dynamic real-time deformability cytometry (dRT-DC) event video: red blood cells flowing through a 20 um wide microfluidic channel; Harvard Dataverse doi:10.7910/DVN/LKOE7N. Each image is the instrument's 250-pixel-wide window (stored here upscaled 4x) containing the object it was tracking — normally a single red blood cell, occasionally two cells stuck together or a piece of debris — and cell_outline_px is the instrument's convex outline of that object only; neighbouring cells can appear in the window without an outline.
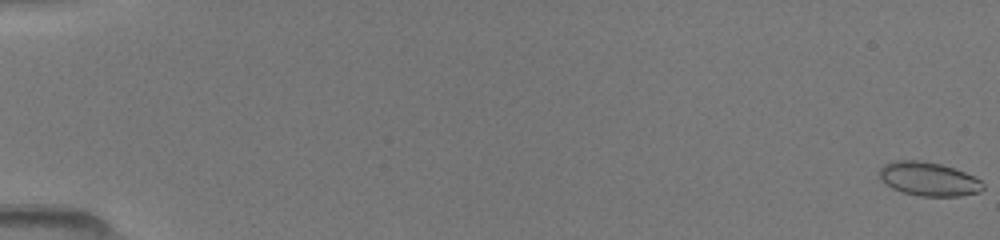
{"species": "common noctule bat (a hibernating species)", "species_latin": "Nyctalus noctula", "temperature_condition": "room temperature", "stored_images_in_passage": 31, "camera_frame_rate_fps": 3000, "um_per_image_px": 0.085, "animal": {"sex": "female", "body_mass_g": 19.5, "forearm_length_mm": 54.1}, "frame": {"image": 1, "passage_image": 1, "time_ms": 0.0, "image_size_px": [1000, 240], "cell_outline_px": [[984, 188], [980, 192], [960, 196], [920, 196], [904, 192], [892, 188], [876, 172], [884, 164], [896, 160], [924, 160], [940, 164], [964, 172], [980, 180], [984, 184]], "centroid_in_image_um": [78.93, 15.21], "position_along_channel_um": 6.1, "area_um2": 20.29}}
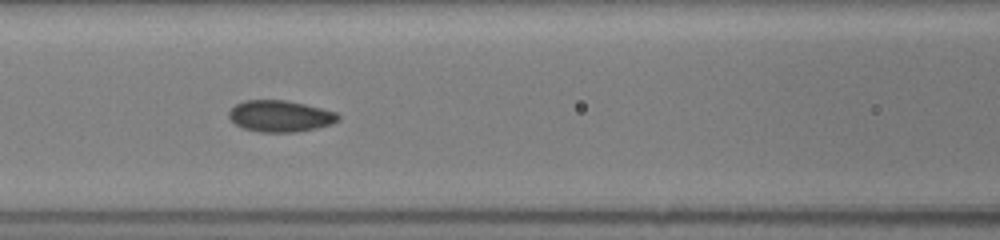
{"frame": {"image": 2, "passage_image": 15, "time_ms": 7.667, "image_size_px": [1000, 240], "cell_outline_px": [[340, 120], [332, 124], [316, 128], [296, 132], [260, 132], [244, 128], [236, 124], [228, 116], [228, 112], [236, 104], [244, 100], [284, 100], [304, 104], [336, 112], [340, 116]], "centroid_in_image_um": [23.83, 9.87], "position_along_channel_um": 142.8, "area_um2": 19.94}}
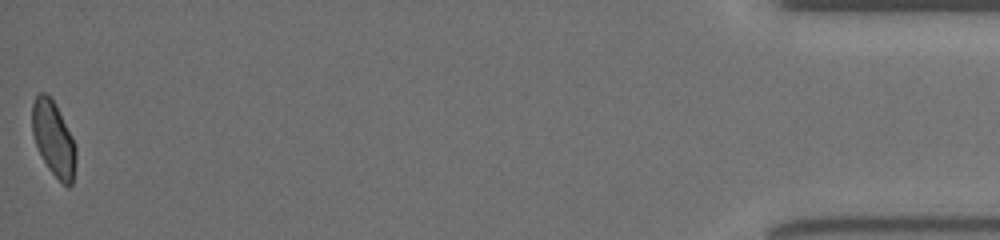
{"frame": {"image": 3, "passage_image": 31, "time_ms": 16.667, "image_size_px": [1000, 240], "cell_outline_px": [[76, 160], [72, 184], [68, 188], [48, 168], [36, 144], [32, 132], [32, 104], [36, 96], [40, 92], [44, 92], [52, 100], [72, 136], [76, 148]], "centroid_in_image_um": [4.55, 11.81], "position_along_channel_um": 430.6, "area_um2": 18.61}}